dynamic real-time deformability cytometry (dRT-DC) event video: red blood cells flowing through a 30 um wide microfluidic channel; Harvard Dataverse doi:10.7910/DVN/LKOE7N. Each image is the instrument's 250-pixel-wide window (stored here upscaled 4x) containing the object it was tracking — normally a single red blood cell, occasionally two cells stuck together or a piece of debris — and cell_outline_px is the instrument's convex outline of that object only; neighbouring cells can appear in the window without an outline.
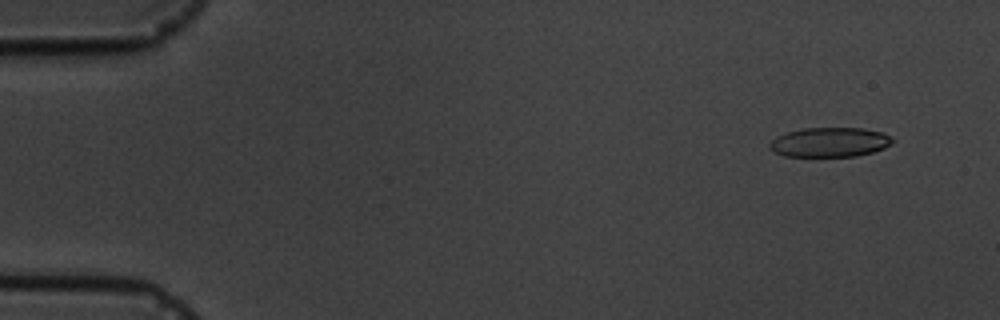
{"species": "common noctule bat (a hibernating species)", "species_latin": "Nyctalus noctula", "temperature_condition": "cold", "stored_images_in_passage": 11, "camera_frame_rate_fps": 3000, "um_per_image_px": 0.085, "animal": {"sex": "male", "body_mass_g": 19.5, "forearm_length_mm": 54.6}, "frame": {"image": 1, "passage_image": 2, "time_ms": 1.0, "image_size_px": [1000, 320], "cell_outline_px": [[896, 140], [892, 144], [884, 148], [872, 152], [856, 156], [784, 156], [772, 152], [768, 148], [768, 144], [776, 136], [788, 132], [804, 128], [864, 128], [880, 132], [892, 136]], "centroid_in_image_um": [70.53, 12.09], "position_along_channel_um": 14.5, "area_um2": 21.33}}
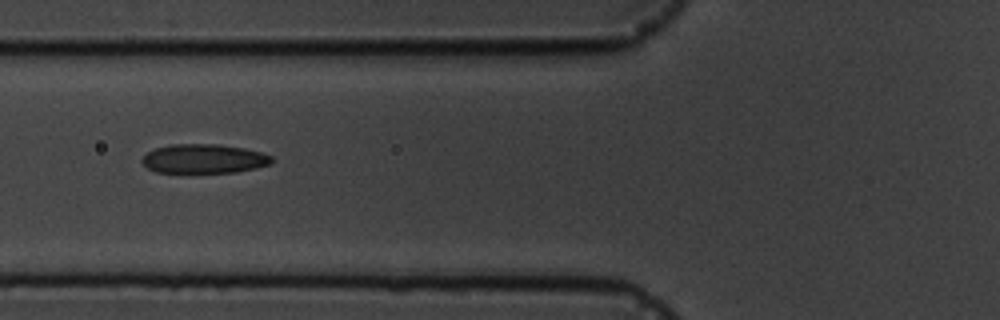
{"frame": {"image": 2, "passage_image": 7, "time_ms": 6.667, "image_size_px": [1000, 320], "cell_outline_px": [[272, 164], [256, 168], [236, 172], [188, 176], [156, 172], [148, 168], [140, 160], [148, 152], [156, 148], [172, 144], [216, 144], [244, 148], [260, 152], [272, 156]], "centroid_in_image_um": [17.3, 13.55], "position_along_channel_um": 108.5, "area_um2": 23.06}}
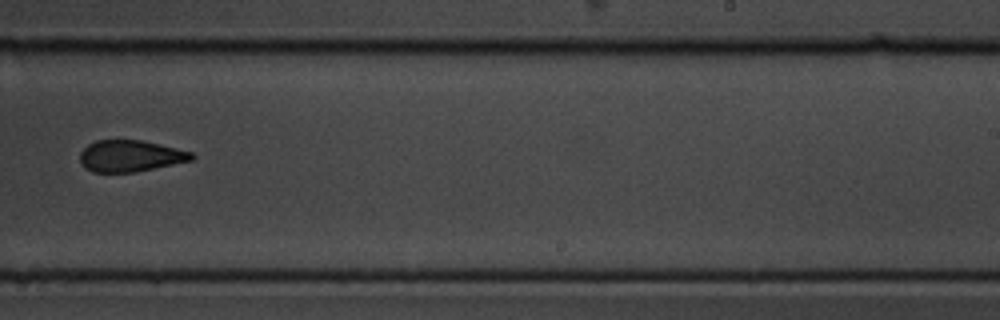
{"frame": {"image": 3, "passage_image": 11, "time_ms": 11.333, "image_size_px": [1000, 320], "cell_outline_px": [[196, 156], [192, 160], [136, 172], [92, 172], [84, 168], [80, 160], [80, 152], [88, 144], [96, 140], [140, 140], [160, 144], [192, 152]], "centroid_in_image_um": [11.06, 13.26], "position_along_channel_um": 277.9, "area_um2": 20.52}}